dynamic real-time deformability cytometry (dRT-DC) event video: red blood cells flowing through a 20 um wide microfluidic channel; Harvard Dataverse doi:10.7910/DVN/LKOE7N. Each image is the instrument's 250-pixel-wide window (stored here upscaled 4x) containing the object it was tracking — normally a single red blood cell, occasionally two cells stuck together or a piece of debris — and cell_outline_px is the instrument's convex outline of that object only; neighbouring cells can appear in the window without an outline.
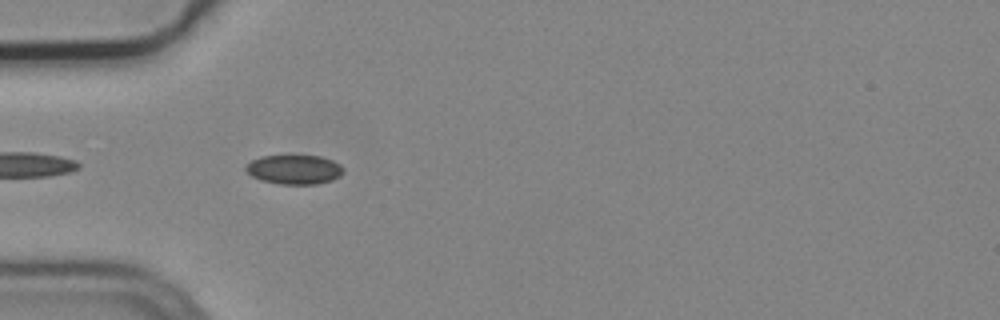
{"species": "common noctule bat (a hibernating species)", "species_latin": "Nyctalus noctula", "temperature_condition": "cold", "stored_images_in_passage": 3, "camera_frame_rate_fps": 3000, "um_per_image_px": 0.085, "animal": {"sex": "male", "body_mass_g": 19.2, "forearm_length_mm": 51.8}, "frame": {"image": 1, "passage_image": 2, "time_ms": 0.333, "image_size_px": [1000, 320], "cell_outline_px": [[344, 172], [340, 176], [332, 180], [316, 184], [280, 184], [260, 180], [252, 176], [244, 168], [252, 160], [260, 156], [320, 156], [332, 160], [340, 164], [344, 168]], "centroid_in_image_um": [25.04, 14.41], "position_along_channel_um": 60.0, "area_um2": 16.65}}
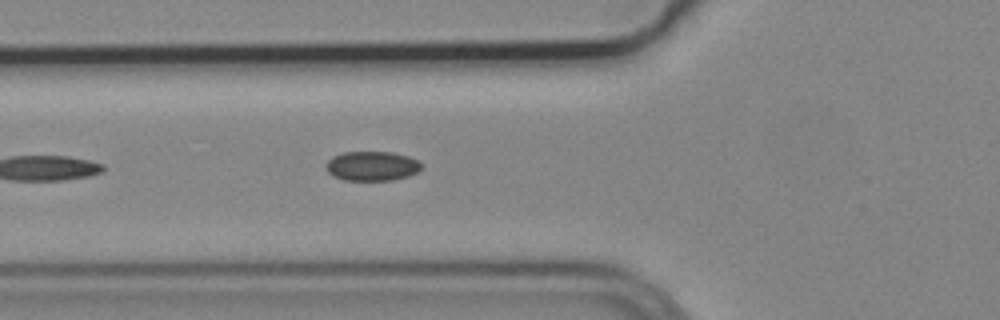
{"frame": {"image": 2, "passage_image": 3, "time_ms": 0.667, "image_size_px": [1000, 320], "cell_outline_px": [[424, 164], [416, 172], [408, 176], [392, 180], [344, 180], [332, 176], [328, 172], [324, 164], [332, 156], [344, 152], [392, 152], [408, 156]], "centroid_in_image_um": [31.59, 14.11], "position_along_channel_um": 94.2, "area_um2": 16.47}}